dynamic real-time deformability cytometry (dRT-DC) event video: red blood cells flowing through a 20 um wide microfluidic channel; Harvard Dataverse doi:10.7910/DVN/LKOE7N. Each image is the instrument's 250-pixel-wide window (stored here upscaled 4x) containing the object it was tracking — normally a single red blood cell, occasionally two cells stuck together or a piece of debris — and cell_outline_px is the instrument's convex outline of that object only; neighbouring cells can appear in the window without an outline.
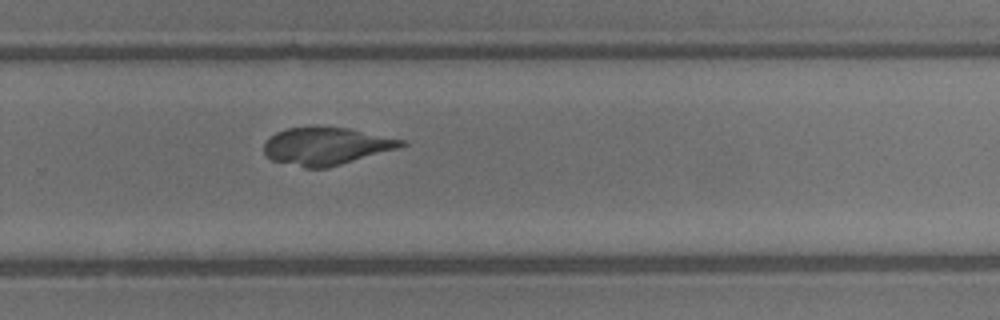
{"species": "common noctule bat (a hibernating species)", "species_latin": "Nyctalus noctula", "temperature_condition": "warm", "stored_images_in_passage": 22, "camera_frame_rate_fps": 3000, "um_per_image_px": 0.085, "animal": {"sex": "male", "body_mass_g": 13.3}, "frame": {"image": 1, "passage_image": 22, "time_ms": 7.0, "image_size_px": [1000, 320], "cell_outline_px": [[408, 144], [400, 148], [328, 168], [304, 168], [272, 160], [264, 152], [264, 144], [276, 132], [288, 128], [316, 124], [348, 128], [404, 140]], "centroid_in_image_um": [27.74, 12.4], "position_along_channel_um": 302.1, "area_um2": 30.52}}